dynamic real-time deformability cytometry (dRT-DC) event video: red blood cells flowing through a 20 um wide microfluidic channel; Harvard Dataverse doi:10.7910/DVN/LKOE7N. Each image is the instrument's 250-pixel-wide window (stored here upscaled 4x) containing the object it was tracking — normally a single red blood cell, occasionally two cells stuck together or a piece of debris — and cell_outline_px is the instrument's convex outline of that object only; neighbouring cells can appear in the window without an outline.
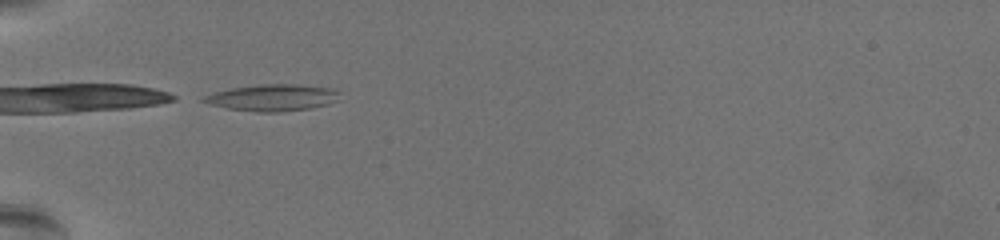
{"species": "common noctule bat (a hibernating species)", "species_latin": "Nyctalus noctula", "temperature_condition": "warm", "stored_images_in_passage": 40, "camera_frame_rate_fps": 3000, "um_per_image_px": 0.085, "animal": {"sex": "female", "body_mass_g": 19.5, "forearm_length_mm": 54.1}, "frame": {"image": 1, "passage_image": 1, "time_ms": 0.0, "image_size_px": [1000, 240], "cell_outline_px": [[340, 92], [336, 100], [328, 104], [312, 108], [280, 112], [256, 112], [228, 108], [208, 104], [200, 100], [204, 96], [216, 92], [232, 88], [260, 84], [296, 84], [328, 88]], "centroid_in_image_um": [23.15, 8.3], "position_along_channel_um": 61.9, "area_um2": 20.92}}
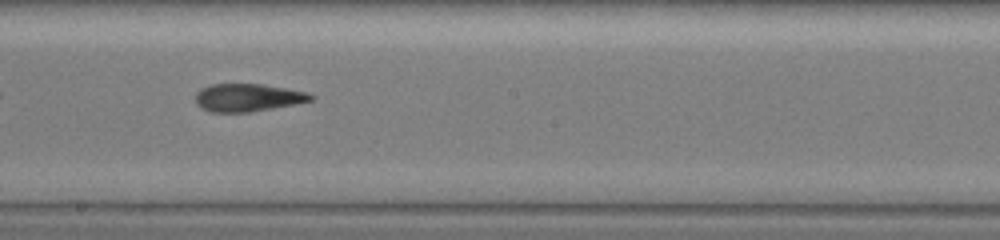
{"frame": {"image": 2, "passage_image": 16, "time_ms": 5.0, "image_size_px": [1000, 240], "cell_outline_px": [[316, 96], [312, 100], [272, 108], [248, 112], [212, 112], [196, 104], [196, 92], [200, 88], [212, 84], [260, 84], [284, 88], [304, 92]], "centroid_in_image_um": [21.01, 8.29], "position_along_channel_um": 227.2, "area_um2": 18.32}}
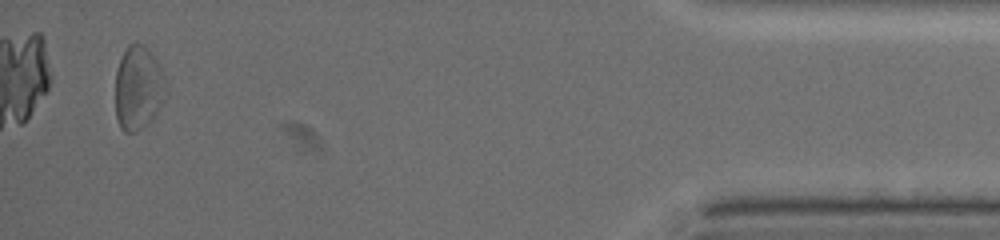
{"frame": {"image": 3, "passage_image": 38, "time_ms": 12.333, "image_size_px": [1000, 240], "cell_outline_px": [[168, 92], [156, 116], [152, 120], [140, 128], [132, 132], [124, 132], [120, 128], [116, 116], [116, 68], [128, 44], [140, 44], [156, 60], [164, 76]], "centroid_in_image_um": [11.76, 7.52], "position_along_channel_um": 423.4, "area_um2": 24.57}, "authors_computed_cell_mechanics": {"area_um2": 19.1318, "velocity_mm_per_s": 3.555, "shape_relaxation_time_tau1_ms": 7.1699, "shape_relaxation_time_tau2_ms": 3.5587, "deformation_change_tau1": 0.1995, "deformation_change_tau2": 0.1452}}